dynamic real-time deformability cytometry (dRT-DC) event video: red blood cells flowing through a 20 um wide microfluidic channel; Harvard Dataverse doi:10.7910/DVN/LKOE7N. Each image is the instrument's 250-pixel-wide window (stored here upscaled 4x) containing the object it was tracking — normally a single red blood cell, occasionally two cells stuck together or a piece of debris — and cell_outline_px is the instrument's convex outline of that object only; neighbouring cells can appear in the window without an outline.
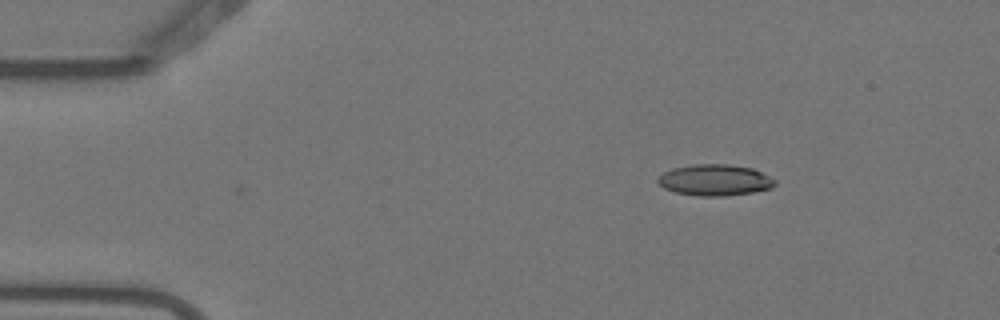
{"species": "Egyptian fruit bat (a non-hibernating species)", "species_latin": "Rousettus aegyptiacus", "temperature_condition": "warm", "stored_images_in_passage": 3, "camera_frame_rate_fps": 3000, "um_per_image_px": 0.085, "animal": {"sex": "female"}, "frame": {"image": 1, "passage_image": 3, "time_ms": 0.667, "image_size_px": [1000, 320], "cell_outline_px": [[776, 184], [772, 188], [752, 192], [724, 196], [696, 196], [676, 192], [664, 188], [656, 180], [664, 172], [672, 168], [692, 164], [728, 164], [752, 168], [776, 180]], "centroid_in_image_um": [60.76, 15.3], "position_along_channel_um": 24.2, "area_um2": 21.27}}